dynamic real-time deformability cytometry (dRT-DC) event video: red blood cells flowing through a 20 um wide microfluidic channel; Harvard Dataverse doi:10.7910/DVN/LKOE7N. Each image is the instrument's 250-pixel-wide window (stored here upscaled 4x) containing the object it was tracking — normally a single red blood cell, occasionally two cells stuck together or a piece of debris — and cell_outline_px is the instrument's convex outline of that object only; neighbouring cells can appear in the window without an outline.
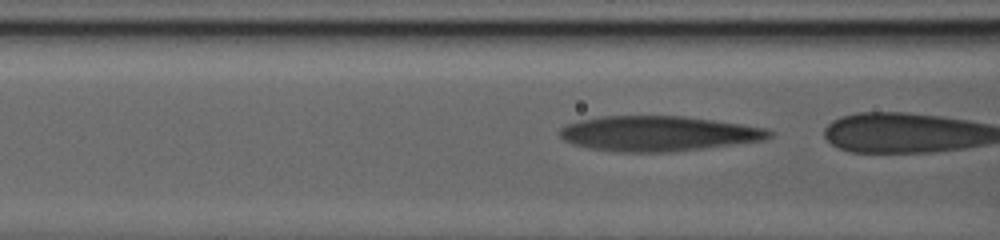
{"species": "human", "species_latin": "Homo sapiens", "temperature_condition": "warm", "stored_images_in_passage": 5, "camera_frame_rate_fps": 3000, "um_per_image_px": 0.085, "donor": {"sex": "male"}, "frame": {"image": 1, "passage_image": 3, "time_ms": 0.667, "image_size_px": [1000, 240], "cell_outline_px": [[776, 132], [772, 136], [764, 140], [704, 148], [668, 152], [620, 152], [588, 148], [564, 140], [560, 136], [560, 128], [568, 124], [580, 120], [600, 116], [684, 116], [768, 128]], "centroid_in_image_um": [55.98, 11.35], "position_along_channel_um": 110.6, "area_um2": 42.77}}